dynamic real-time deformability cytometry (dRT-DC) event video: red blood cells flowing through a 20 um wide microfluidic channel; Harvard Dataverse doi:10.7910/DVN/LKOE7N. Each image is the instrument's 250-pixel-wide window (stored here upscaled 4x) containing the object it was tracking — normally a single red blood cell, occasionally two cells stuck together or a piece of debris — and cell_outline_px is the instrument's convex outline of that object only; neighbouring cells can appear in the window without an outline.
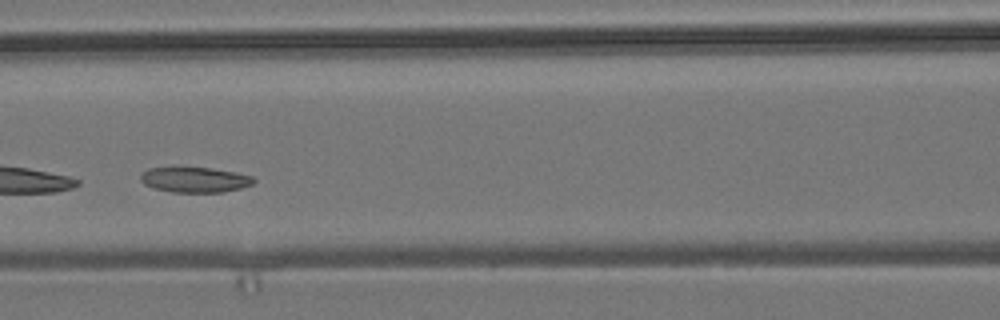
{"species": "common noctule bat (a hibernating species)", "species_latin": "Nyctalus noctula", "temperature_condition": "room temperature", "stored_images_in_passage": 39, "camera_frame_rate_fps": 3000, "um_per_image_px": 0.085, "animal": {"sex": "male", "body_mass_g": 19.2, "forearm_length_mm": 51.8}, "frame": {"image": 1, "passage_image": 17, "time_ms": 5.333, "image_size_px": [1000, 320], "cell_outline_px": [[256, 180], [252, 184], [240, 188], [224, 192], [172, 192], [152, 188], [144, 184], [140, 180], [140, 176], [148, 168], [176, 164], [212, 168], [236, 172], [252, 176]], "centroid_in_image_um": [16.49, 15.22], "position_along_channel_um": 150.1, "area_um2": 17.51}}
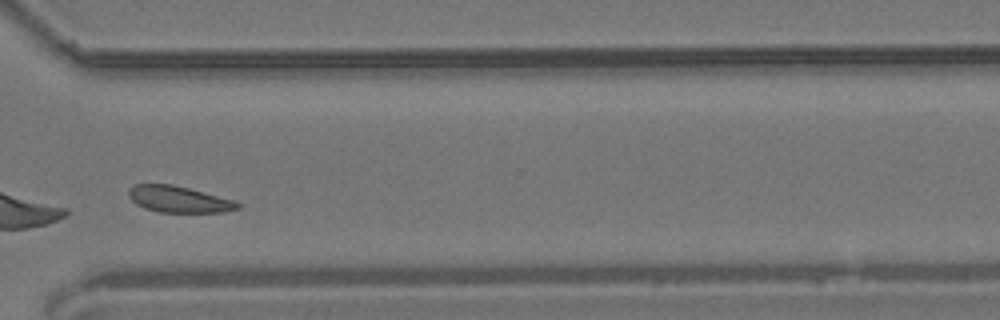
{"frame": {"image": 2, "passage_image": 34, "time_ms": 11.0, "image_size_px": [1000, 320], "cell_outline_px": [[240, 208], [224, 212], [160, 212], [144, 208], [136, 204], [128, 196], [128, 188], [132, 184], [172, 184], [236, 200], [240, 204]], "centroid_in_image_um": [15.19, 16.93], "position_along_channel_um": 355.4, "area_um2": 16.88}, "authors_computed_cell_mechanics": {"area_um2": 17.5712, "velocity_mm_per_s": 3.6361, "shape_relaxation_time_tau1_ms": null, "shape_relaxation_time_tau2_ms": 6.9107, "deformation_change_tau1": null, "deformation_change_tau2": 0.1163}}